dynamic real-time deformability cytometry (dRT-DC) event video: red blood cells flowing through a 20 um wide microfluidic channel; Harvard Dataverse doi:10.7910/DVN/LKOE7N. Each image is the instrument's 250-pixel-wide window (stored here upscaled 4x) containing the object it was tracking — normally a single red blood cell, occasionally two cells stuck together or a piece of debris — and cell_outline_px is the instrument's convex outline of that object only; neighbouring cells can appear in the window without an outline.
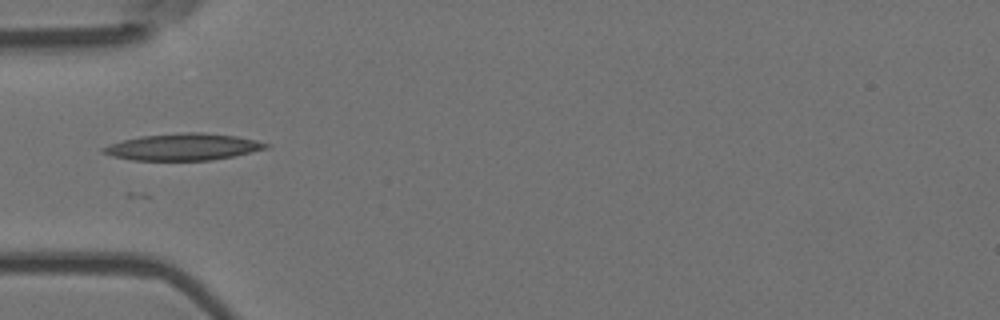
{"species": "Egyptian fruit bat (a non-hibernating species)", "species_latin": "Rousettus aegyptiacus", "temperature_condition": "room temperature", "stored_images_in_passage": 2, "camera_frame_rate_fps": 3000, "um_per_image_px": 0.085, "animal": {"sex": "female"}, "frame": {"image": 1, "passage_image": 2, "time_ms": 0.333, "image_size_px": [1000, 320], "cell_outline_px": [[272, 144], [268, 148], [232, 156], [212, 160], [132, 160], [112, 156], [100, 152], [100, 148], [108, 144], [140, 136], [180, 132], [200, 132], [236, 136], [256, 140]], "centroid_in_image_um": [15.54, 12.48], "position_along_channel_um": 69.5, "area_um2": 25.43}}